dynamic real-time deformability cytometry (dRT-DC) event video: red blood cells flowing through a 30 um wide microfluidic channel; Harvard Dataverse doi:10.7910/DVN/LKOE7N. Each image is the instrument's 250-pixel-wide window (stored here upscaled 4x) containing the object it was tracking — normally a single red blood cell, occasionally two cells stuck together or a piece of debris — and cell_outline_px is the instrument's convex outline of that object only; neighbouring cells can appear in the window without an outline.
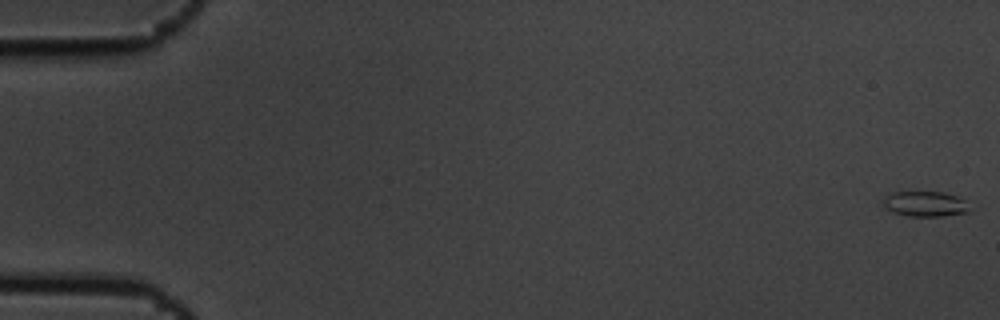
{"species": "common noctule bat (a hibernating species)", "species_latin": "Nyctalus noctula", "temperature_condition": "cold", "stored_images_in_passage": 7, "camera_frame_rate_fps": 3000, "um_per_image_px": 0.085, "animal": {"sex": "male", "body_mass_g": 19.5, "forearm_length_mm": 54.6}, "frame": {"image": 1, "passage_image": 1, "time_ms": 0.0, "image_size_px": [1000, 320], "cell_outline_px": [[972, 212], [944, 216], [908, 216], [892, 212], [884, 208], [880, 204], [884, 196], [888, 192], [944, 192], [956, 196], [964, 200]], "centroid_in_image_um": [78.58, 17.33], "position_along_channel_um": 6.4, "area_um2": 13.06}}
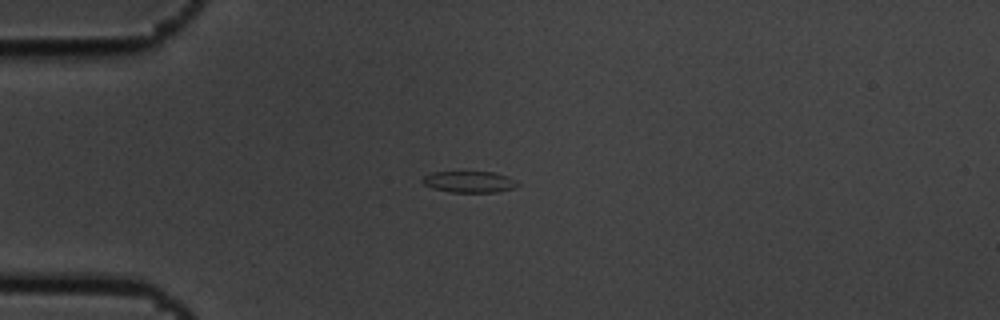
{"frame": {"image": 2, "passage_image": 5, "time_ms": 1.333, "image_size_px": [1000, 320], "cell_outline_px": [[520, 184], [516, 188], [496, 192], [448, 192], [432, 188], [424, 184], [420, 180], [424, 176], [432, 172], [496, 172], [508, 176]], "centroid_in_image_um": [39.9, 15.46], "position_along_channel_um": 45.1, "area_um2": 11.96}}
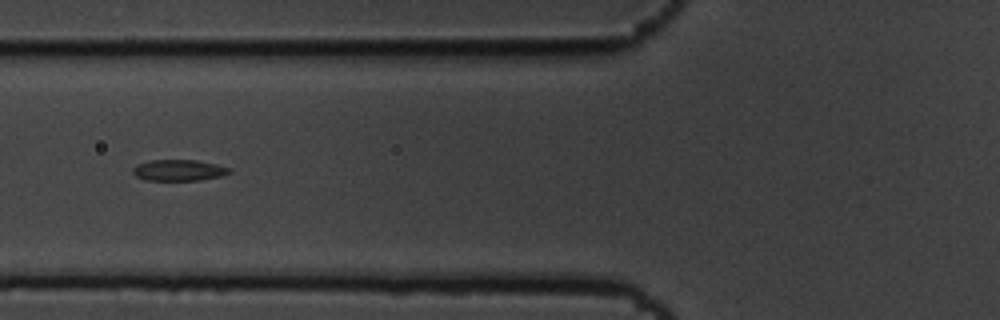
{"frame": {"image": 3, "passage_image": 7, "time_ms": 2.0, "image_size_px": [1000, 320], "cell_outline_px": [[232, 172], [220, 176], [200, 180], [144, 180], [136, 176], [132, 172], [132, 168], [136, 164], [152, 160], [196, 160], [216, 164], [228, 168]], "centroid_in_image_um": [15.15, 14.47], "position_along_channel_um": 110.6, "area_um2": 11.85}}